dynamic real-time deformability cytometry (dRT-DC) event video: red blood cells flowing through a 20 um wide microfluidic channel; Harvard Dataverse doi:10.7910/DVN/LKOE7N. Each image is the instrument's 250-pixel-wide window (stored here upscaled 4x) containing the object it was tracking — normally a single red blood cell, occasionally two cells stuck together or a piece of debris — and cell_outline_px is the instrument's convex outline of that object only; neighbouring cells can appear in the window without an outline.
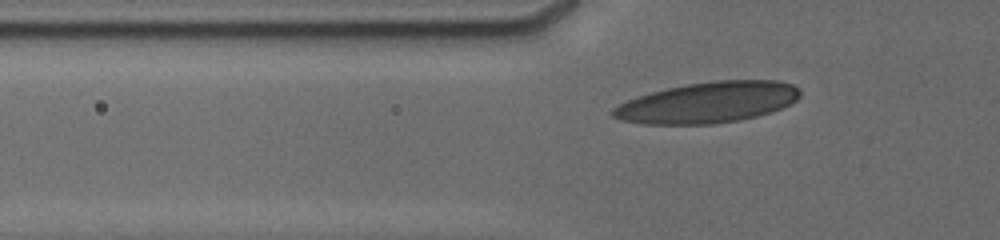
{"species": "human", "species_latin": "Homo sapiens", "temperature_condition": "cold", "stored_images_in_passage": 48, "camera_frame_rate_fps": 3000, "um_per_image_px": 0.085, "donor": {"sex": "male"}, "frame": {"image": 1, "passage_image": 11, "time_ms": 3.333, "image_size_px": [1000, 240], "cell_outline_px": [[800, 96], [796, 100], [772, 112], [756, 116], [736, 120], [712, 124], [644, 124], [620, 120], [612, 116], [608, 112], [612, 108], [628, 100], [652, 92], [668, 88], [688, 84], [716, 80], [780, 80], [792, 84], [800, 92]], "centroid_in_image_um": [60.15, 8.71], "position_along_channel_um": 65.7, "area_um2": 44.33}}
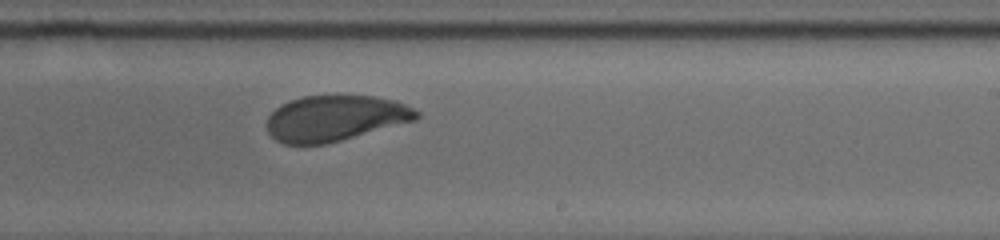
{"frame": {"image": 2, "passage_image": 27, "time_ms": 8.667, "image_size_px": [1000, 240], "cell_outline_px": [[420, 116], [416, 120], [328, 144], [284, 144], [276, 140], [268, 132], [268, 116], [276, 108], [292, 100], [304, 96], [372, 96], [392, 100], [404, 104], [420, 112]], "centroid_in_image_um": [28.5, 10.06], "position_along_channel_um": 260.5, "area_um2": 39.54}}
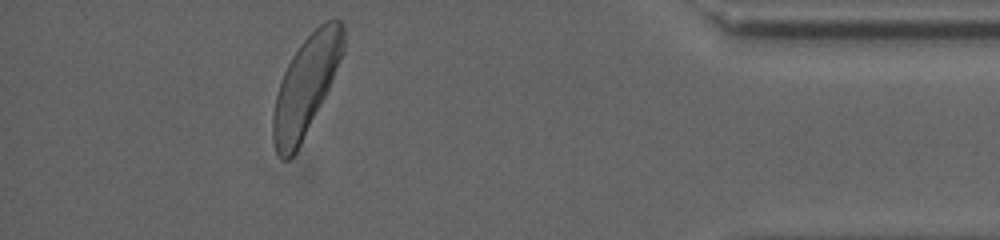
{"frame": {"image": 3, "passage_image": 43, "time_ms": 13.667, "image_size_px": [1000, 240], "cell_outline_px": [[344, 52], [328, 88], [296, 152], [288, 160], [280, 160], [276, 152], [272, 136], [272, 116], [276, 96], [284, 72], [292, 56], [300, 44], [320, 24], [328, 20], [340, 20], [344, 24]], "centroid_in_image_um": [25.98, 7.29], "position_along_channel_um": 409.2, "area_um2": 39.71}, "authors_computed_cell_mechanics": {"area_um2": 40.3444, "velocity_mm_per_s": 3.7606, "shape_relaxation_time_tau1_ms": 4.1204, "shape_relaxation_time_tau2_ms": 1.2734, "deformation_change_tau1": 0.1392, "deformation_change_tau2": 0.0733}}